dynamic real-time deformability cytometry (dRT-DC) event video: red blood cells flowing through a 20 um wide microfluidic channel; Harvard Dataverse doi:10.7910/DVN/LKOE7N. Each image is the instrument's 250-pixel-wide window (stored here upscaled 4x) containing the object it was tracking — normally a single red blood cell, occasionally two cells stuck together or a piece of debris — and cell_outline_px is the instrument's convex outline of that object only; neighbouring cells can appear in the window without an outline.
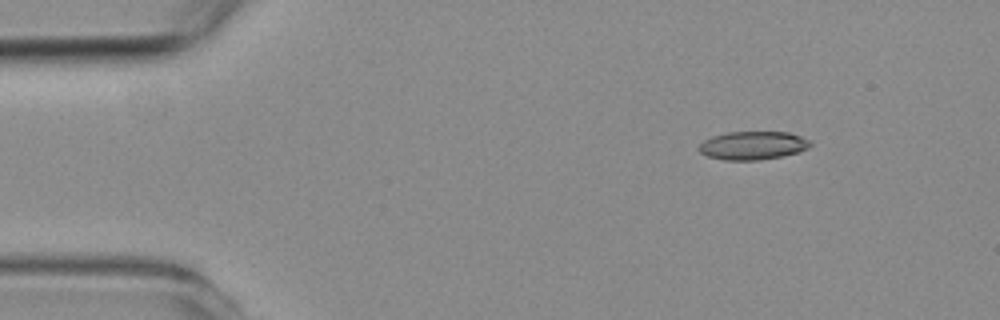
{"species": "common noctule bat (a hibernating species)", "species_latin": "Nyctalus noctula", "temperature_condition": "room temperature", "stored_images_in_passage": 5, "camera_frame_rate_fps": 3000, "um_per_image_px": 0.085, "animal": {"sex": "female", "body_mass_g": 19.3, "forearm_length_mm": 54.1}, "frame": {"image": 1, "passage_image": 2, "time_ms": 1.333, "image_size_px": [1000, 320], "cell_outline_px": [[812, 144], [808, 148], [800, 152], [760, 160], [724, 160], [708, 156], [700, 152], [696, 148], [704, 140], [712, 136], [728, 132], [788, 132], [800, 136], [808, 140]], "centroid_in_image_um": [63.97, 12.37], "position_along_channel_um": 21.0, "area_um2": 18.38}}